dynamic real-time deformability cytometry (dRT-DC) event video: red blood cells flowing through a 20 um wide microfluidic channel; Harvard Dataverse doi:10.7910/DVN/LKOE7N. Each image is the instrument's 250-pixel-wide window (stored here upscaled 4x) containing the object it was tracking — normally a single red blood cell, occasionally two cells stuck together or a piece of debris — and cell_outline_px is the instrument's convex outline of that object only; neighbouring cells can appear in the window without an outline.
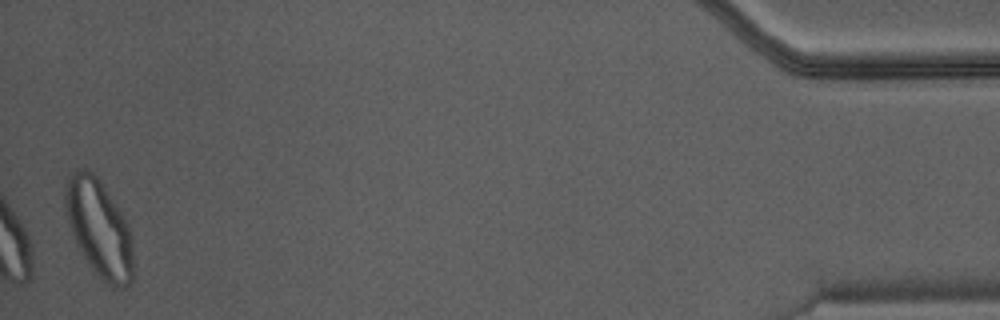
{"species": "Egyptian fruit bat (a non-hibernating species)", "species_latin": "Rousettus aegyptiacus", "temperature_condition": "warm", "stored_images_in_passage": 31, "camera_frame_rate_fps": 3000, "um_per_image_px": 0.085, "animal": {"sex": "male"}, "frame": {"image": 1, "passage_image": 31, "time_ms": 10.0, "image_size_px": [1000, 320], "cell_outline_px": [[132, 280], [124, 288], [112, 288], [88, 264], [76, 244], [64, 208], [64, 188], [68, 176], [76, 168], [84, 168], [92, 172], [96, 176], [124, 216], [128, 228], [132, 244]], "centroid_in_image_um": [8.39, 19.39], "position_along_channel_um": 426.8, "area_um2": 38.21}}